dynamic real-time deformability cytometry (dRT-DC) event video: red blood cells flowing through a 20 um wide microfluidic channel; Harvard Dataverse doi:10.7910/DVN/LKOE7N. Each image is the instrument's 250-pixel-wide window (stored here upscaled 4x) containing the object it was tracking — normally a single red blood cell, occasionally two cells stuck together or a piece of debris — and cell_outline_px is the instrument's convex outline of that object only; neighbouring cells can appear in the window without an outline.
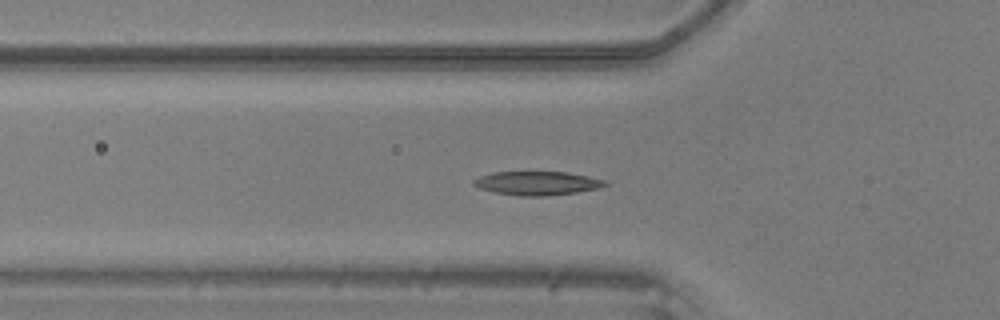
{"species": "common noctule bat (a hibernating species)", "species_latin": "Nyctalus noctula", "temperature_condition": "warm", "stored_images_in_passage": 34, "camera_frame_rate_fps": 3000, "um_per_image_px": 0.085, "animal": {"sex": "male", "body_mass_g": 20.5, "forearm_length_mm": 52.5}, "frame": {"image": 1, "passage_image": 16, "time_ms": 5.0, "image_size_px": [1000, 320], "cell_outline_px": [[608, 184], [600, 188], [576, 192], [544, 196], [520, 196], [496, 192], [480, 188], [472, 184], [472, 180], [480, 176], [492, 172], [568, 172], [588, 176], [604, 180]], "centroid_in_image_um": [45.65, 15.57], "position_along_channel_um": 80.1, "area_um2": 18.09}}
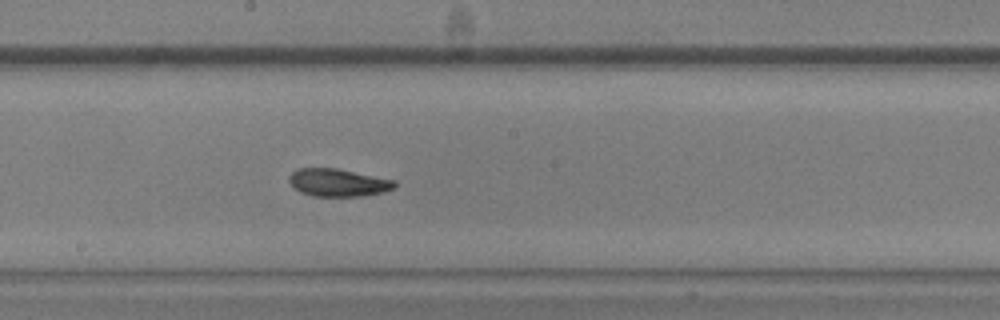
{"frame": {"image": 2, "passage_image": 26, "time_ms": 8.333, "image_size_px": [1000, 320], "cell_outline_px": [[396, 188], [384, 192], [364, 196], [312, 196], [300, 192], [292, 188], [288, 180], [288, 176], [296, 168], [336, 168], [396, 180]], "centroid_in_image_um": [28.72, 15.52], "position_along_channel_um": 219.5, "area_um2": 17.34}}
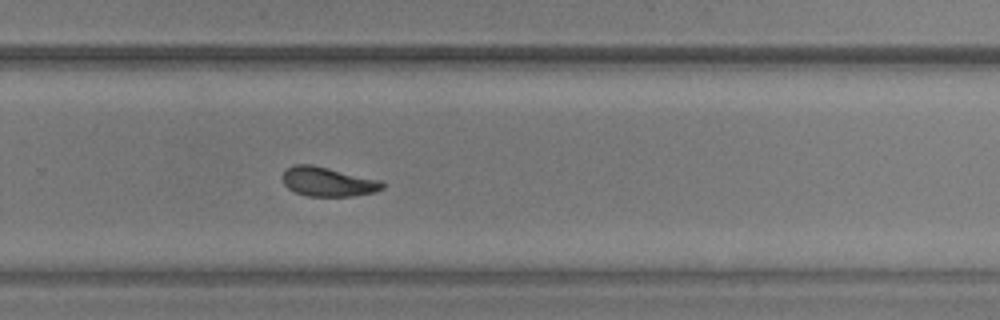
{"frame": {"image": 3, "passage_image": 32, "time_ms": 10.333, "image_size_px": [1000, 320], "cell_outline_px": [[384, 188], [376, 192], [352, 196], [308, 196], [296, 192], [288, 188], [284, 184], [284, 172], [292, 164], [312, 164], [384, 180]], "centroid_in_image_um": [27.94, 15.44], "position_along_channel_um": 301.9, "area_um2": 17.22}}